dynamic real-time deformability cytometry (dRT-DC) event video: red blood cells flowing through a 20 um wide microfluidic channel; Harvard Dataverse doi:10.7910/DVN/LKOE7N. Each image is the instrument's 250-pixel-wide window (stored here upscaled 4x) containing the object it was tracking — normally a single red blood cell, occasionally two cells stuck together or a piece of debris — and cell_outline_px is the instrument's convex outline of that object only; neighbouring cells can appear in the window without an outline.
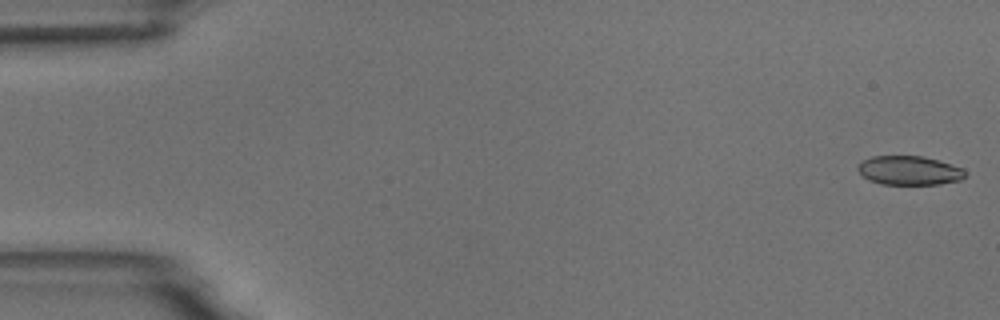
{"species": "common noctule bat (a hibernating species)", "species_latin": "Nyctalus noctula", "temperature_condition": "room temperature", "stored_images_in_passage": 6, "camera_frame_rate_fps": 3000, "um_per_image_px": 0.085, "animal": {"sex": "male", "body_mass_g": 18.8}, "frame": {"image": 1, "passage_image": 1, "time_ms": 0.0, "image_size_px": [1000, 320], "cell_outline_px": [[964, 176], [960, 180], [940, 184], [880, 184], [868, 180], [856, 168], [864, 160], [872, 156], [924, 156], [964, 168]], "centroid_in_image_um": [77.28, 14.49], "position_along_channel_um": 7.7, "area_um2": 18.03}}
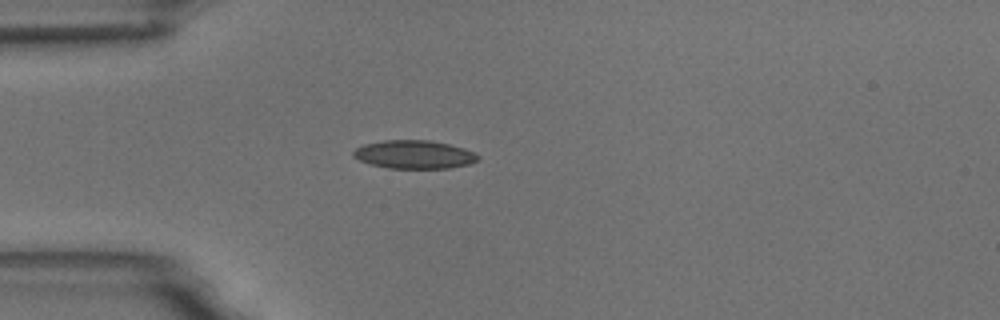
{"frame": {"image": 2, "passage_image": 5, "time_ms": 4.667, "image_size_px": [1000, 320], "cell_outline_px": [[480, 160], [468, 164], [448, 168], [388, 168], [372, 164], [360, 160], [352, 156], [352, 152], [356, 148], [364, 144], [384, 140], [432, 140], [464, 148], [480, 156]], "centroid_in_image_um": [35.21, 13.12], "position_along_channel_um": 49.8, "area_um2": 20.52}}